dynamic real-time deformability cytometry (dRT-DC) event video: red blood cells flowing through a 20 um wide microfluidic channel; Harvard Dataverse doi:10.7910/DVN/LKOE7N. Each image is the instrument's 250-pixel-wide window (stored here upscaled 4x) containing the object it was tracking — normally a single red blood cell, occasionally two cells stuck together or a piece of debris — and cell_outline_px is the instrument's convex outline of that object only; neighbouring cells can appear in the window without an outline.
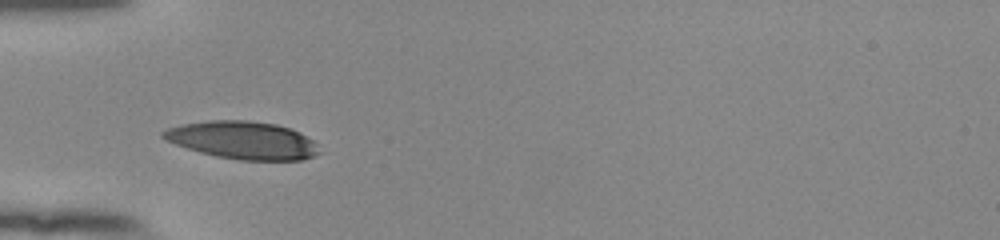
{"species": "human", "species_latin": "Homo sapiens", "temperature_condition": "room temperature", "stored_images_in_passage": 29, "camera_frame_rate_fps": 3000, "um_per_image_px": 0.085, "donor": {"sex": "female"}, "frame": {"image": 1, "passage_image": 1, "time_ms": 0.0, "image_size_px": [1000, 240], "cell_outline_px": [[320, 152], [312, 156], [300, 160], [240, 160], [216, 156], [200, 152], [176, 144], [160, 136], [160, 132], [168, 128], [180, 124], [208, 120], [248, 120], [276, 124], [300, 132], [308, 136], [312, 140]], "centroid_in_image_um": [20.61, 11.9], "position_along_channel_um": 64.4, "area_um2": 34.16}}
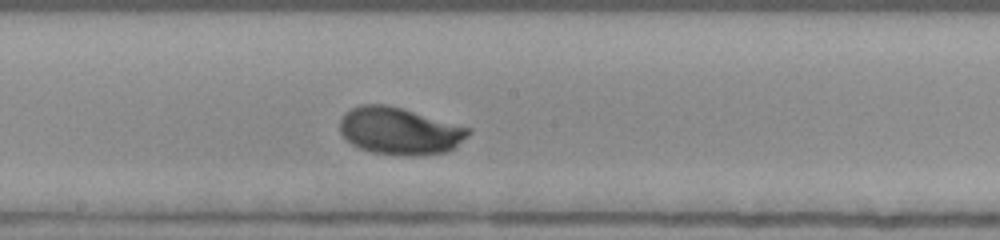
{"frame": {"image": 2, "passage_image": 13, "time_ms": 4.0, "image_size_px": [1000, 240], "cell_outline_px": [[472, 132], [468, 136], [448, 152], [420, 156], [404, 156], [372, 152], [360, 148], [352, 144], [340, 132], [340, 116], [344, 112], [360, 104], [388, 104], [472, 128]], "centroid_in_image_um": [33.98, 11.13], "position_along_channel_um": 214.2, "area_um2": 35.66}}
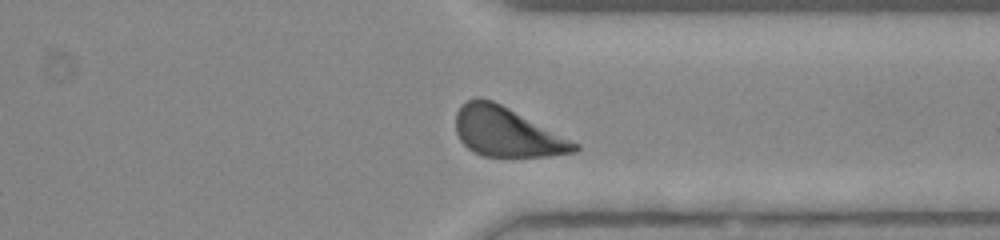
{"frame": {"image": 3, "passage_image": 25, "time_ms": 8.0, "image_size_px": [1000, 240], "cell_outline_px": [[580, 148], [576, 152], [548, 156], [484, 156], [472, 152], [460, 140], [456, 132], [456, 112], [468, 100], [480, 96], [492, 100], [580, 144]], "centroid_in_image_um": [43.07, 11.23], "position_along_channel_um": 368.3, "area_um2": 33.81}, "authors_computed_cell_mechanics": {"area_um2": 34.2754, "velocity_mm_per_s": 3.8403, "shape_relaxation_time_tau1_ms": 1.7578, "shape_relaxation_time_tau2_ms": null, "deformation_change_tau1": 0.129, "deformation_change_tau2": null}}